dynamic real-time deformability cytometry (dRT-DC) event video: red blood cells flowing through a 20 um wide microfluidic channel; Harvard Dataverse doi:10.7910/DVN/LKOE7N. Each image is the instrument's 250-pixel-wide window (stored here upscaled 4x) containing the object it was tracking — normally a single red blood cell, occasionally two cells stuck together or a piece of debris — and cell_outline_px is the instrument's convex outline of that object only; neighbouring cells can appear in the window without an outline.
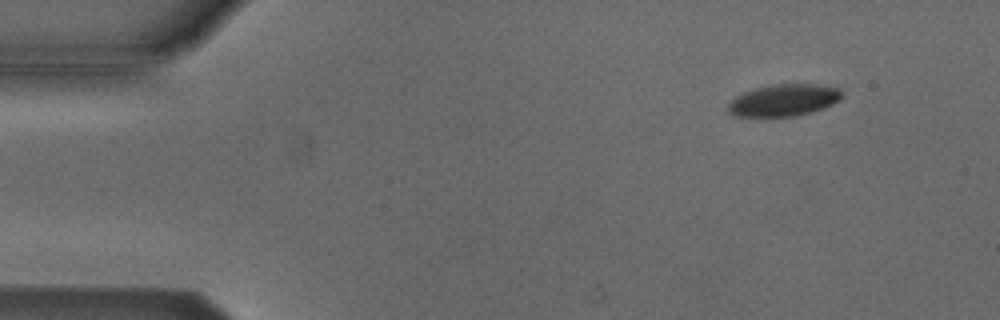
{"species": "Egyptian fruit bat (a non-hibernating species)", "species_latin": "Rousettus aegyptiacus", "temperature_condition": "cold", "stored_images_in_passage": 43, "camera_frame_rate_fps": 3000, "um_per_image_px": 0.085, "animal": {"sex": "male"}, "frame": {"image": 1, "passage_image": 2, "time_ms": 0.333, "image_size_px": [1000, 320], "cell_outline_px": [[844, 96], [840, 100], [824, 108], [812, 112], [796, 116], [736, 116], [728, 112], [728, 104], [736, 96], [744, 92], [756, 88], [772, 84], [816, 84], [840, 88]], "centroid_in_image_um": [66.66, 8.51], "position_along_channel_um": 18.3, "area_um2": 21.21}}
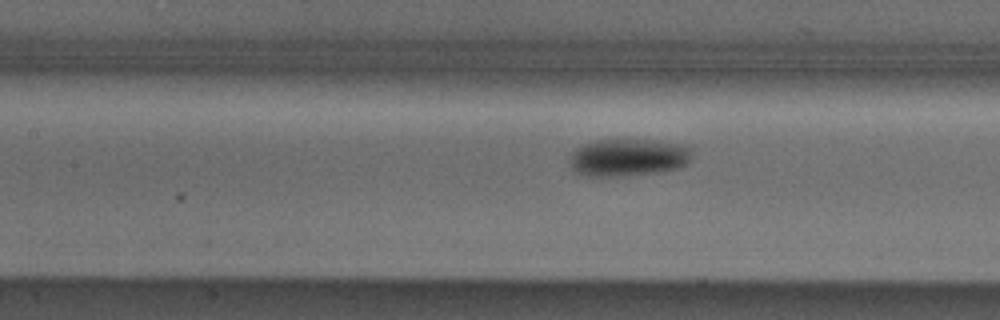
{"frame": {"image": 2, "passage_image": 20, "time_ms": 6.333, "image_size_px": [1000, 320], "cell_outline_px": [[692, 156], [680, 168], [660, 172], [616, 176], [588, 176], [576, 172], [572, 168], [568, 160], [568, 156], [576, 148], [584, 144], [596, 140], [656, 140], [688, 144], [692, 148]], "centroid_in_image_um": [53.42, 13.37], "position_along_channel_um": 154.0, "area_um2": 26.99}}
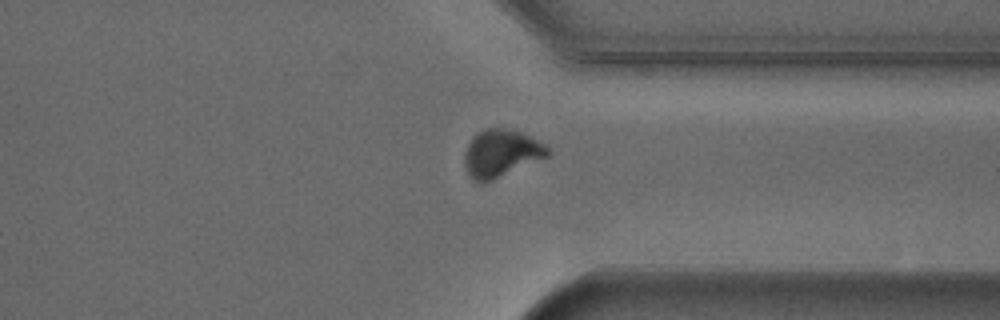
{"frame": {"image": 3, "passage_image": 37, "time_ms": 12.0, "image_size_px": [1000, 320], "cell_outline_px": [[552, 152], [548, 156], [492, 180], [476, 180], [468, 172], [464, 164], [464, 152], [472, 136], [476, 132], [488, 128], [504, 128], [520, 132], [544, 144]], "centroid_in_image_um": [42.59, 12.99], "position_along_channel_um": 368.8, "area_um2": 22.48}}